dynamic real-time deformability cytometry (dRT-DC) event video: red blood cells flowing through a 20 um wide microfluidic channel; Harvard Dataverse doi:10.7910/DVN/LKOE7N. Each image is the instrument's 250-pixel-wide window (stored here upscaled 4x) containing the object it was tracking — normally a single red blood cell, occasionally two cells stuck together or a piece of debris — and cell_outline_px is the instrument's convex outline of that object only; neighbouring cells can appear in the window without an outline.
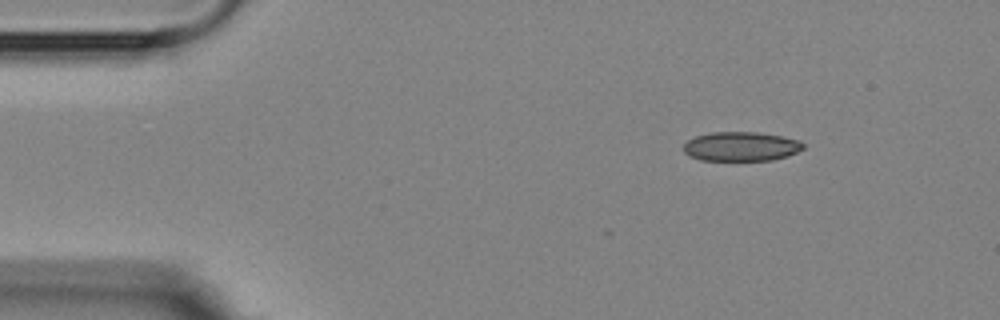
{"species": "Egyptian fruit bat (a non-hibernating species)", "species_latin": "Rousettus aegyptiacus", "temperature_condition": "room temperature", "stored_images_in_passage": 4, "camera_frame_rate_fps": 3000, "um_per_image_px": 0.085, "animal": {"sex": "female"}, "frame": {"image": 1, "passage_image": 1, "time_ms": 0.0, "image_size_px": [1000, 320], "cell_outline_px": [[804, 148], [788, 156], [772, 160], [700, 160], [684, 152], [684, 144], [688, 140], [696, 136], [708, 132], [756, 132], [784, 136], [800, 140], [804, 144]], "centroid_in_image_um": [63.02, 12.44], "position_along_channel_um": 22.0, "area_um2": 20.46}}
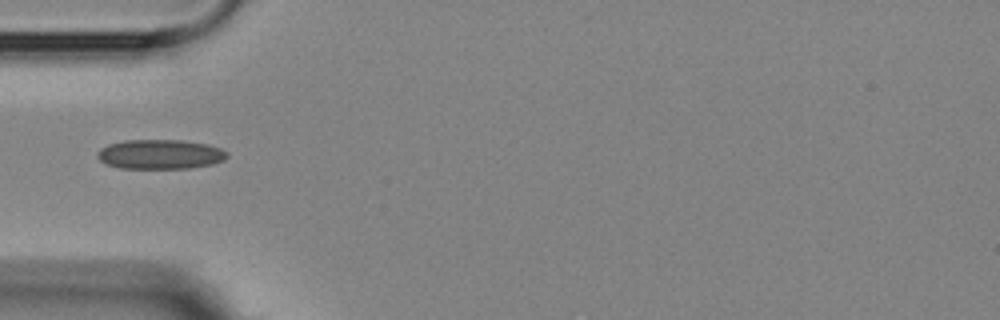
{"frame": {"image": 2, "passage_image": 4, "time_ms": 3.333, "image_size_px": [1000, 320], "cell_outline_px": [[228, 156], [224, 160], [212, 164], [188, 168], [120, 168], [108, 164], [100, 160], [96, 156], [96, 152], [100, 148], [108, 144], [124, 140], [180, 140], [208, 144], [220, 148], [228, 152]], "centroid_in_image_um": [13.61, 13.11], "position_along_channel_um": 71.4, "area_um2": 22.37}}